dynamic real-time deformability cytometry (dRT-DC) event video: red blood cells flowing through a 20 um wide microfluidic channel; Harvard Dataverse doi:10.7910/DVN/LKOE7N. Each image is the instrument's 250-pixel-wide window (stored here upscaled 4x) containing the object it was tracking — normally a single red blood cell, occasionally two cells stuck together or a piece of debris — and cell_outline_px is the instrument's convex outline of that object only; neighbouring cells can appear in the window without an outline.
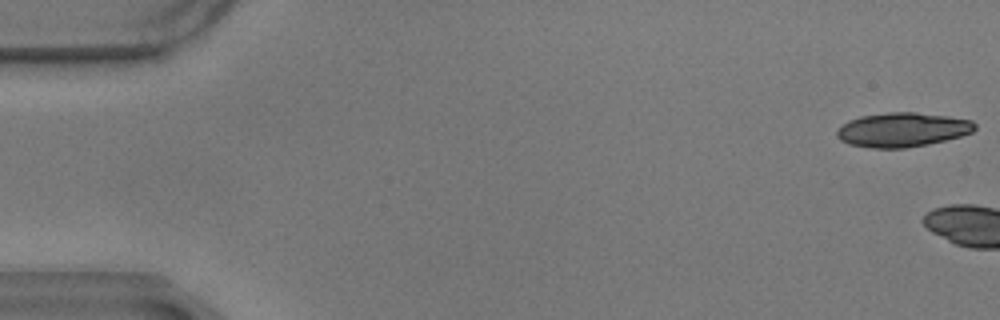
{"species": "common noctule bat (a hibernating species)", "species_latin": "Nyctalus noctula", "temperature_condition": "warm", "stored_images_in_passage": 5, "camera_frame_rate_fps": 3000, "um_per_image_px": 0.085, "animal": {"sex": "male", "body_mass_g": 17.9}, "frame": {"image": 1, "passage_image": 1, "time_ms": 0.0, "image_size_px": [1000, 320], "cell_outline_px": [[976, 128], [972, 132], [960, 136], [928, 144], [904, 148], [872, 148], [848, 144], [840, 140], [836, 136], [836, 132], [848, 120], [860, 116], [888, 112], [916, 112], [948, 116], [972, 120], [976, 124]], "centroid_in_image_um": [76.7, 11.02], "position_along_channel_um": 8.3, "area_um2": 27.57}}